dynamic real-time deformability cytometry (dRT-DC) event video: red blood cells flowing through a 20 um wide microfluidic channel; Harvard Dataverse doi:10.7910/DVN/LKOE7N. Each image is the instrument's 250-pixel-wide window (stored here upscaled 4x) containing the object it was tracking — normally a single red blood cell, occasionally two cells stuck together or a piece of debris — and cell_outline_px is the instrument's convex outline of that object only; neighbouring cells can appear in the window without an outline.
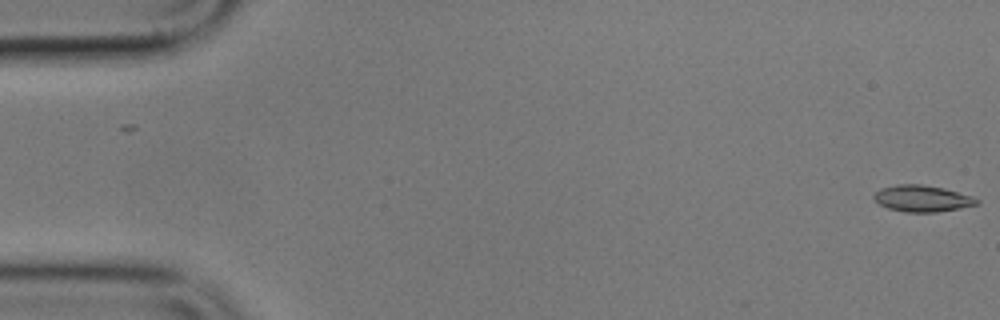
{"species": "common noctule bat (a hibernating species)", "species_latin": "Nyctalus noctula", "temperature_condition": "cold", "stored_images_in_passage": 2, "camera_frame_rate_fps": 3000, "um_per_image_px": 0.085, "animal": {"sex": "male", "body_mass_g": 17.9}, "frame": {"image": 1, "passage_image": 2, "time_ms": 1.333, "image_size_px": [1000, 320], "cell_outline_px": [[980, 204], [960, 208], [936, 212], [904, 212], [888, 208], [880, 204], [872, 196], [880, 188], [896, 184], [920, 184], [944, 188], [972, 196], [980, 200]], "centroid_in_image_um": [78.4, 16.87], "position_along_channel_um": 6.6, "area_um2": 15.9}}